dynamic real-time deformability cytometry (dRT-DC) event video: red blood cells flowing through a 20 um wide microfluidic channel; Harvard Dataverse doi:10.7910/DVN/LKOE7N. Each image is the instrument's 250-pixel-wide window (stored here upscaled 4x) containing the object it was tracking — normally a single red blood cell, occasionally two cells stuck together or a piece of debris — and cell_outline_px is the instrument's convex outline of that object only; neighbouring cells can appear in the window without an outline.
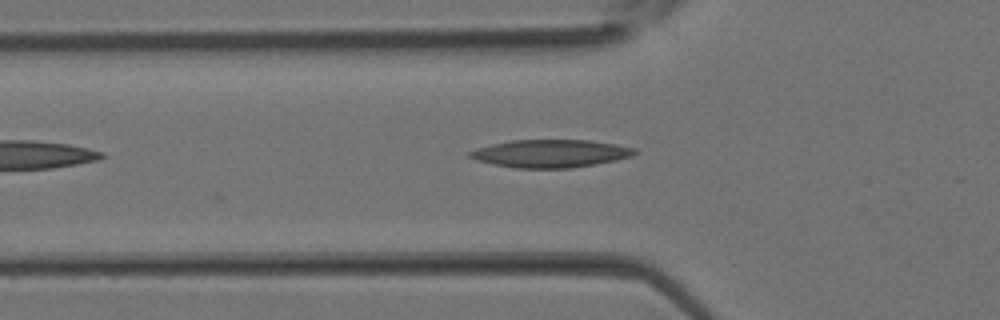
{"species": "Egyptian fruit bat (a non-hibernating species)", "species_latin": "Rousettus aegyptiacus", "temperature_condition": "room temperature", "stored_images_in_passage": 10, "camera_frame_rate_fps": 3000, "um_per_image_px": 0.085, "animal": {"sex": "female"}, "frame": {"image": 1, "passage_image": 2, "time_ms": 0.333, "image_size_px": [1000, 320], "cell_outline_px": [[640, 152], [632, 156], [616, 160], [596, 164], [568, 168], [516, 168], [476, 160], [468, 156], [468, 152], [476, 148], [492, 144], [512, 140], [588, 140], [616, 144], [636, 148]], "centroid_in_image_um": [46.83, 13.04], "position_along_channel_um": 79.0, "area_um2": 26.7}}
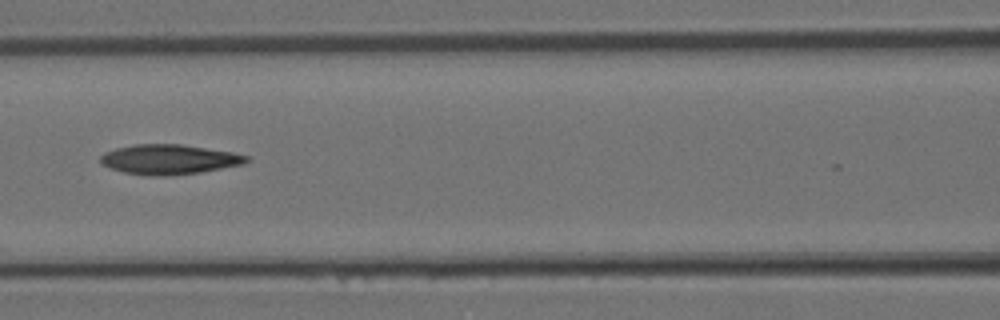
{"frame": {"image": 2, "passage_image": 6, "time_ms": 1.667, "image_size_px": [1000, 320], "cell_outline_px": [[248, 160], [244, 164], [200, 172], [164, 176], [152, 176], [124, 172], [100, 164], [100, 156], [104, 152], [116, 148], [136, 144], [180, 144], [232, 152], [248, 156]], "centroid_in_image_um": [14.35, 13.55], "position_along_channel_um": 152.3, "area_um2": 25.2}}
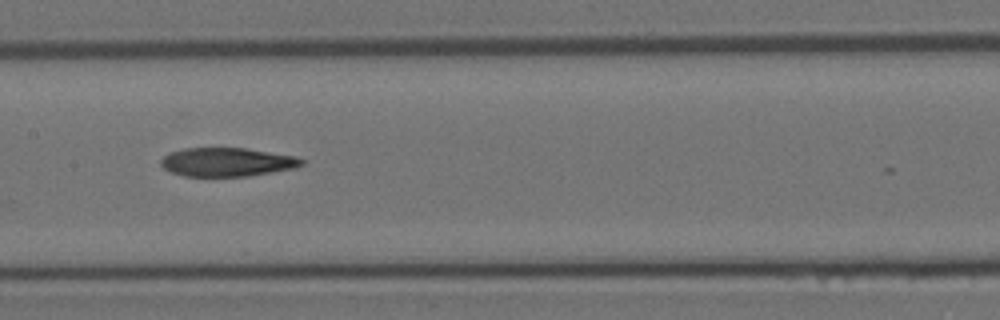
{"frame": {"image": 3, "passage_image": 8, "time_ms": 2.333, "image_size_px": [1000, 320], "cell_outline_px": [[304, 164], [296, 168], [248, 176], [184, 176], [172, 172], [164, 168], [160, 164], [160, 160], [164, 156], [172, 152], [184, 148], [244, 148], [296, 156], [304, 160]], "centroid_in_image_um": [19.32, 13.77], "position_along_channel_um": 188.1, "area_um2": 23.47}}